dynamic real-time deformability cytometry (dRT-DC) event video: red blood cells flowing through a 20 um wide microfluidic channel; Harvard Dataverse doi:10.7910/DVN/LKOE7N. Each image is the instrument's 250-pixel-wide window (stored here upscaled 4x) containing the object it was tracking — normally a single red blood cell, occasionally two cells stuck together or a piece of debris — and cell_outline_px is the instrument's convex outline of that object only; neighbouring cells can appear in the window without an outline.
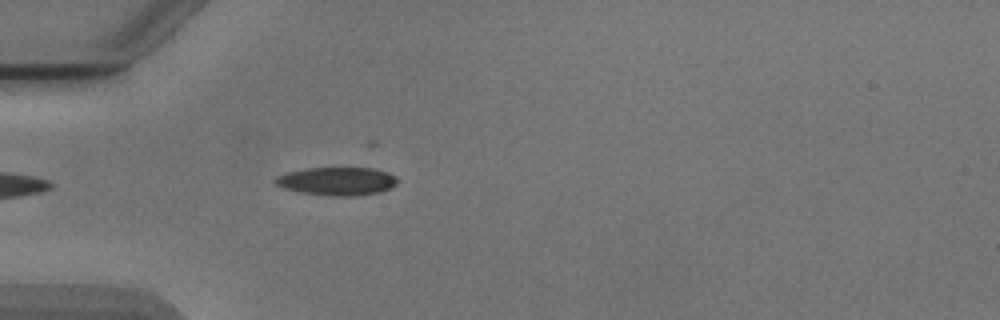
{"species": "Egyptian fruit bat (a non-hibernating species)", "species_latin": "Rousettus aegyptiacus", "temperature_condition": "cold", "stored_images_in_passage": 41, "camera_frame_rate_fps": 3000, "um_per_image_px": 0.085, "animal": {"sex": "male"}, "frame": {"image": 1, "passage_image": 4, "time_ms": 1.0, "image_size_px": [1000, 320], "cell_outline_px": [[396, 184], [392, 188], [380, 192], [352, 196], [328, 196], [300, 192], [284, 188], [276, 184], [272, 180], [276, 176], [288, 172], [308, 168], [372, 168], [396, 176]], "centroid_in_image_um": [28.62, 15.41], "position_along_channel_um": 56.4, "area_um2": 20.0}}
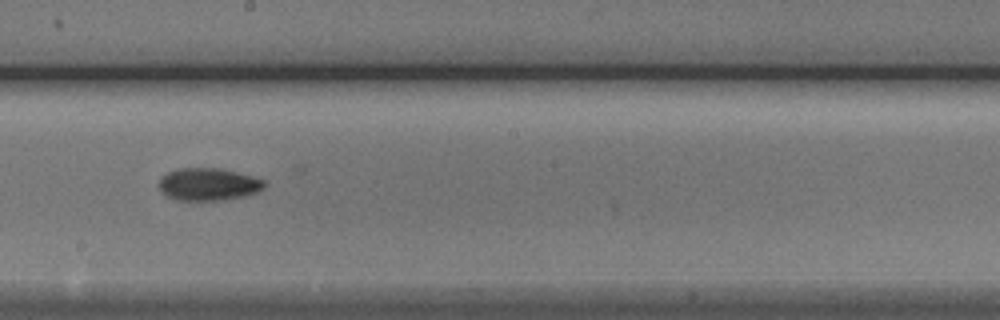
{"frame": {"image": 2, "passage_image": 18, "time_ms": 5.667, "image_size_px": [1000, 320], "cell_outline_px": [[268, 184], [264, 188], [256, 192], [244, 196], [220, 200], [176, 200], [160, 192], [160, 180], [168, 172], [180, 168], [216, 168], [252, 176], [264, 180]], "centroid_in_image_um": [17.72, 15.67], "position_along_channel_um": 230.5, "area_um2": 19.71}}
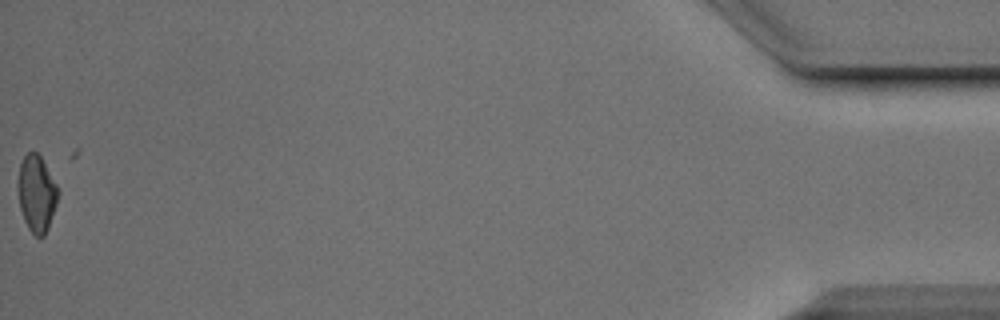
{"frame": {"image": 3, "passage_image": 41, "time_ms": 13.333, "image_size_px": [1000, 320], "cell_outline_px": [[60, 192], [48, 228], [44, 236], [36, 236], [28, 228], [24, 220], [20, 208], [20, 164], [24, 156], [28, 152], [36, 152], [40, 156], [56, 184]], "centroid_in_image_um": [3.15, 16.47], "position_along_channel_um": 432.1, "area_um2": 17.22}, "authors_computed_cell_mechanics": {"area_um2": 19.0162, "velocity_mm_per_s": 3.8952, "shape_relaxation_time_tau1_ms": null, "shape_relaxation_time_tau2_ms": 2.1727, "deformation_change_tau1": null, "deformation_change_tau2": 0.0686}}